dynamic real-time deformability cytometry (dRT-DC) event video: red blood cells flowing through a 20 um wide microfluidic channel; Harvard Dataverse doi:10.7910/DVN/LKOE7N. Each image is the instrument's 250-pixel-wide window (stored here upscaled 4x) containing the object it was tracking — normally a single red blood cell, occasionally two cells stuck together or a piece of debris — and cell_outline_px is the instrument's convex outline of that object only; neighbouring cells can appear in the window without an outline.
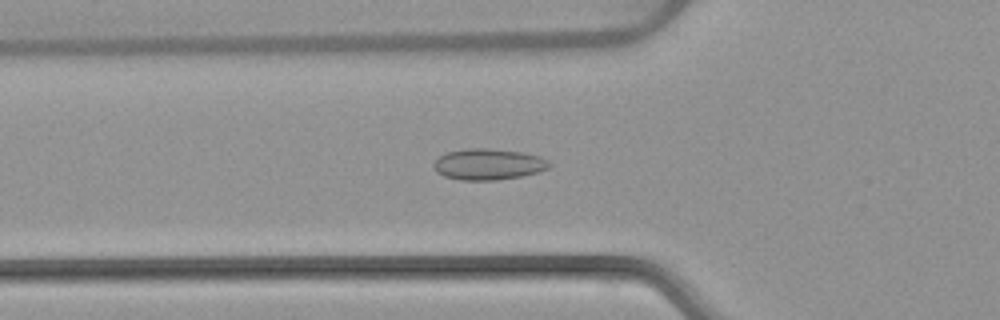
{"species": "common noctule bat (a hibernating species)", "species_latin": "Nyctalus noctula", "temperature_condition": "warm", "stored_images_in_passage": 53, "camera_frame_rate_fps": 3000, "um_per_image_px": 0.085, "animal": {"sex": "female", "body_mass_g": 22.7, "forearm_length_mm": 54.2}, "frame": {"image": 1, "passage_image": 19, "time_ms": 6.0, "image_size_px": [1000, 320], "cell_outline_px": [[552, 164], [548, 168], [536, 172], [520, 176], [496, 180], [460, 180], [444, 176], [436, 172], [432, 164], [440, 156], [448, 152], [464, 148], [488, 148], [520, 152], [540, 156], [548, 160]], "centroid_in_image_um": [41.49, 13.96], "position_along_channel_um": 84.3, "area_um2": 20.92}}
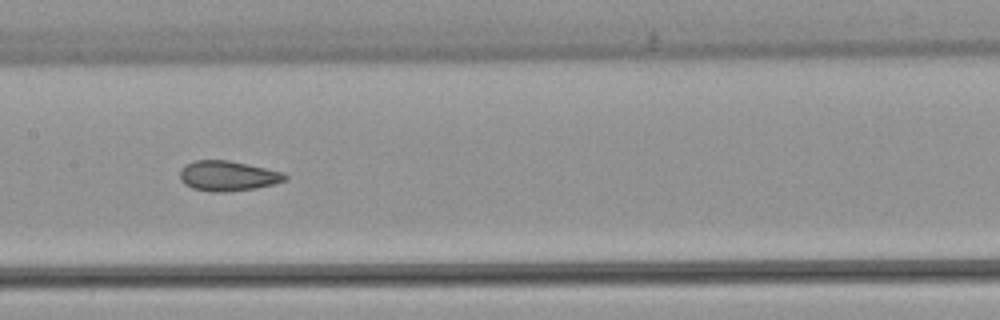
{"frame": {"image": 2, "passage_image": 27, "time_ms": 8.667, "image_size_px": [1000, 320], "cell_outline_px": [[288, 180], [256, 188], [228, 192], [212, 192], [192, 188], [184, 184], [180, 180], [180, 168], [184, 164], [192, 160], [228, 160], [248, 164], [284, 172], [288, 176]], "centroid_in_image_um": [19.34, 14.94], "position_along_channel_um": 188.1, "area_um2": 18.73}}
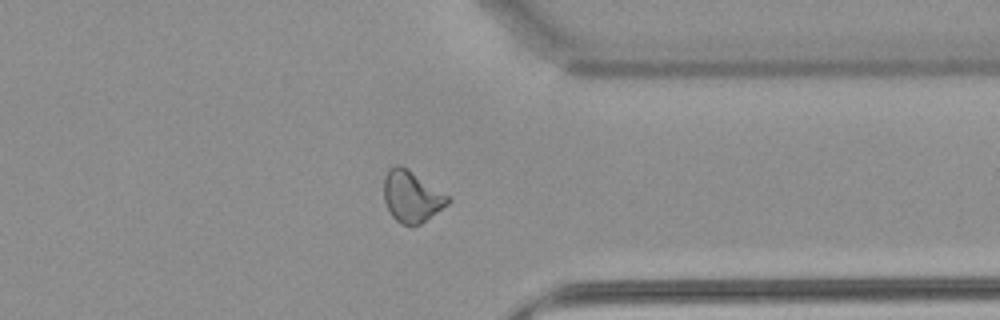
{"frame": {"image": 3, "passage_image": 42, "time_ms": 13.667, "image_size_px": [1000, 320], "cell_outline_px": [[452, 200], [448, 204], [420, 224], [400, 224], [392, 216], [384, 200], [384, 176], [388, 168], [396, 164], [400, 164], [408, 168], [452, 196]], "centroid_in_image_um": [35.02, 16.65], "position_along_channel_um": 376.4, "area_um2": 19.48}, "authors_computed_cell_mechanics": {"area_um2": 19.9988, "velocity_mm_per_s": 3.8671, "shape_relaxation_time_tau1_ms": null, "shape_relaxation_time_tau2_ms": 1.2972, "deformation_change_tau1": null, "deformation_change_tau2": 0.0543}}